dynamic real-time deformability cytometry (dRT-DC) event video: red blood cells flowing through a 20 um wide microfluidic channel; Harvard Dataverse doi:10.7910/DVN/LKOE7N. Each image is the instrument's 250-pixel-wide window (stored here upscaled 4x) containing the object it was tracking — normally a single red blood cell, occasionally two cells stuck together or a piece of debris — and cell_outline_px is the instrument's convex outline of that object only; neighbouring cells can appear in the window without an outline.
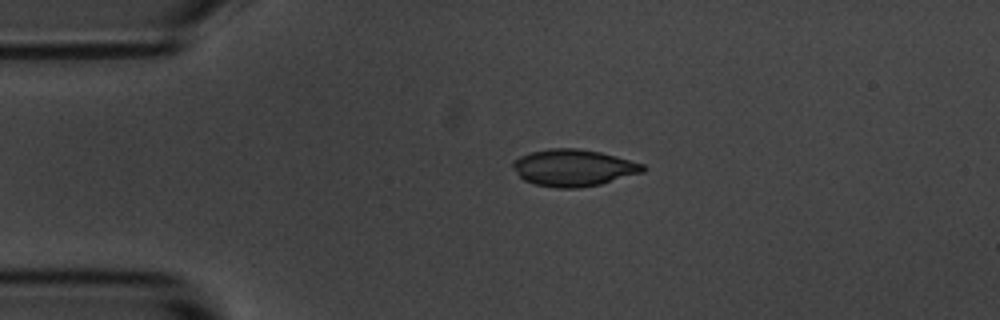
{"species": "common noctule bat (a hibernating species)", "species_latin": "Nyctalus noctula", "temperature_condition": "room temperature", "stored_images_in_passage": 3, "camera_frame_rate_fps": 3000, "um_per_image_px": 0.085, "animal": {"sex": "male", "body_mass_g": 20.1, "forearm_length_mm": 53.5}, "frame": {"image": 1, "passage_image": 2, "time_ms": 2.0, "image_size_px": [1000, 320], "cell_outline_px": [[648, 168], [644, 172], [600, 184], [580, 188], [556, 188], [536, 184], [524, 180], [512, 168], [512, 160], [520, 156], [532, 152], [548, 148], [576, 148], [600, 152], [616, 156], [644, 164]], "centroid_in_image_um": [48.75, 14.26], "position_along_channel_um": 36.2, "area_um2": 27.98}}